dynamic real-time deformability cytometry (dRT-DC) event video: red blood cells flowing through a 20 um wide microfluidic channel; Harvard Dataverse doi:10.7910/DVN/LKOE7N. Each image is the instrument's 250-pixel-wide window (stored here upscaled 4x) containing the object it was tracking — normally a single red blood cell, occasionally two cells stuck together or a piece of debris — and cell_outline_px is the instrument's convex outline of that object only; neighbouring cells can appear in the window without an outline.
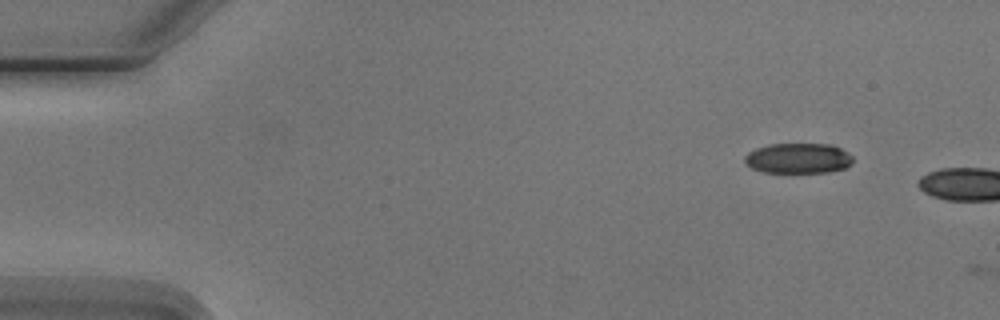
{"species": "Egyptian fruit bat (a non-hibernating species)", "species_latin": "Rousettus aegyptiacus", "temperature_condition": "cold", "stored_images_in_passage": 3, "camera_frame_rate_fps": 3000, "um_per_image_px": 0.085, "animal": {"sex": "male"}, "frame": {"image": 1, "passage_image": 1, "time_ms": 0.0, "image_size_px": [1000, 320], "cell_outline_px": [[852, 164], [844, 168], [828, 172], [764, 172], [752, 168], [744, 164], [744, 156], [748, 152], [756, 148], [768, 144], [832, 144], [848, 152], [852, 156]], "centroid_in_image_um": [67.83, 13.45], "position_along_channel_um": 17.2, "area_um2": 19.19}}